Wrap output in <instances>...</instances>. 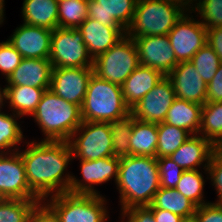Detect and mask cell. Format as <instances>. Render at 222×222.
Returning a JSON list of instances; mask_svg holds the SVG:
<instances>
[{
	"label": "cell",
	"instance_id": "1",
	"mask_svg": "<svg viewBox=\"0 0 222 222\" xmlns=\"http://www.w3.org/2000/svg\"><path fill=\"white\" fill-rule=\"evenodd\" d=\"M25 150H18L25 166L30 190L41 200L69 192L73 174L67 171L73 160L68 141L26 142Z\"/></svg>",
	"mask_w": 222,
	"mask_h": 222
},
{
	"label": "cell",
	"instance_id": "2",
	"mask_svg": "<svg viewBox=\"0 0 222 222\" xmlns=\"http://www.w3.org/2000/svg\"><path fill=\"white\" fill-rule=\"evenodd\" d=\"M116 187L120 193L121 213L132 207L151 205L160 188L157 158L128 156L120 159Z\"/></svg>",
	"mask_w": 222,
	"mask_h": 222
},
{
	"label": "cell",
	"instance_id": "3",
	"mask_svg": "<svg viewBox=\"0 0 222 222\" xmlns=\"http://www.w3.org/2000/svg\"><path fill=\"white\" fill-rule=\"evenodd\" d=\"M186 0H138L128 37L167 35L190 9Z\"/></svg>",
	"mask_w": 222,
	"mask_h": 222
},
{
	"label": "cell",
	"instance_id": "4",
	"mask_svg": "<svg viewBox=\"0 0 222 222\" xmlns=\"http://www.w3.org/2000/svg\"><path fill=\"white\" fill-rule=\"evenodd\" d=\"M48 141H68L83 122L81 107L68 102L50 89L45 90L31 115Z\"/></svg>",
	"mask_w": 222,
	"mask_h": 222
},
{
	"label": "cell",
	"instance_id": "5",
	"mask_svg": "<svg viewBox=\"0 0 222 222\" xmlns=\"http://www.w3.org/2000/svg\"><path fill=\"white\" fill-rule=\"evenodd\" d=\"M130 113L121 85L104 80L93 73L88 81L85 99L81 106L83 121H116Z\"/></svg>",
	"mask_w": 222,
	"mask_h": 222
},
{
	"label": "cell",
	"instance_id": "6",
	"mask_svg": "<svg viewBox=\"0 0 222 222\" xmlns=\"http://www.w3.org/2000/svg\"><path fill=\"white\" fill-rule=\"evenodd\" d=\"M60 222H107L109 213L104 196L64 192L44 200Z\"/></svg>",
	"mask_w": 222,
	"mask_h": 222
},
{
	"label": "cell",
	"instance_id": "7",
	"mask_svg": "<svg viewBox=\"0 0 222 222\" xmlns=\"http://www.w3.org/2000/svg\"><path fill=\"white\" fill-rule=\"evenodd\" d=\"M139 65L136 44L133 38L125 34L114 46L93 60V73L122 85Z\"/></svg>",
	"mask_w": 222,
	"mask_h": 222
},
{
	"label": "cell",
	"instance_id": "8",
	"mask_svg": "<svg viewBox=\"0 0 222 222\" xmlns=\"http://www.w3.org/2000/svg\"><path fill=\"white\" fill-rule=\"evenodd\" d=\"M68 143L73 160H98L113 156L109 122L83 121Z\"/></svg>",
	"mask_w": 222,
	"mask_h": 222
},
{
	"label": "cell",
	"instance_id": "9",
	"mask_svg": "<svg viewBox=\"0 0 222 222\" xmlns=\"http://www.w3.org/2000/svg\"><path fill=\"white\" fill-rule=\"evenodd\" d=\"M49 60L53 68L93 67V59L77 28L57 27L53 30Z\"/></svg>",
	"mask_w": 222,
	"mask_h": 222
},
{
	"label": "cell",
	"instance_id": "10",
	"mask_svg": "<svg viewBox=\"0 0 222 222\" xmlns=\"http://www.w3.org/2000/svg\"><path fill=\"white\" fill-rule=\"evenodd\" d=\"M185 13L167 34L178 62L191 61L193 55L207 44V27Z\"/></svg>",
	"mask_w": 222,
	"mask_h": 222
},
{
	"label": "cell",
	"instance_id": "11",
	"mask_svg": "<svg viewBox=\"0 0 222 222\" xmlns=\"http://www.w3.org/2000/svg\"><path fill=\"white\" fill-rule=\"evenodd\" d=\"M0 196L2 199H39L29 188L19 151L0 153Z\"/></svg>",
	"mask_w": 222,
	"mask_h": 222
},
{
	"label": "cell",
	"instance_id": "12",
	"mask_svg": "<svg viewBox=\"0 0 222 222\" xmlns=\"http://www.w3.org/2000/svg\"><path fill=\"white\" fill-rule=\"evenodd\" d=\"M82 179L72 175L69 192L73 194H94L100 192L94 189V185H100L114 178L115 184L118 180L120 159L114 156L98 160H79Z\"/></svg>",
	"mask_w": 222,
	"mask_h": 222
},
{
	"label": "cell",
	"instance_id": "13",
	"mask_svg": "<svg viewBox=\"0 0 222 222\" xmlns=\"http://www.w3.org/2000/svg\"><path fill=\"white\" fill-rule=\"evenodd\" d=\"M93 67L53 68L50 90L64 100L82 106Z\"/></svg>",
	"mask_w": 222,
	"mask_h": 222
},
{
	"label": "cell",
	"instance_id": "14",
	"mask_svg": "<svg viewBox=\"0 0 222 222\" xmlns=\"http://www.w3.org/2000/svg\"><path fill=\"white\" fill-rule=\"evenodd\" d=\"M175 98L173 84L165 76L131 109V114L144 122L162 123Z\"/></svg>",
	"mask_w": 222,
	"mask_h": 222
},
{
	"label": "cell",
	"instance_id": "15",
	"mask_svg": "<svg viewBox=\"0 0 222 222\" xmlns=\"http://www.w3.org/2000/svg\"><path fill=\"white\" fill-rule=\"evenodd\" d=\"M141 65L156 69L167 76L178 64L168 35L133 38Z\"/></svg>",
	"mask_w": 222,
	"mask_h": 222
},
{
	"label": "cell",
	"instance_id": "16",
	"mask_svg": "<svg viewBox=\"0 0 222 222\" xmlns=\"http://www.w3.org/2000/svg\"><path fill=\"white\" fill-rule=\"evenodd\" d=\"M52 30L21 24L7 39L22 58L49 59Z\"/></svg>",
	"mask_w": 222,
	"mask_h": 222
},
{
	"label": "cell",
	"instance_id": "17",
	"mask_svg": "<svg viewBox=\"0 0 222 222\" xmlns=\"http://www.w3.org/2000/svg\"><path fill=\"white\" fill-rule=\"evenodd\" d=\"M167 77L177 98L201 105L206 103L207 84L190 61L179 62Z\"/></svg>",
	"mask_w": 222,
	"mask_h": 222
},
{
	"label": "cell",
	"instance_id": "18",
	"mask_svg": "<svg viewBox=\"0 0 222 222\" xmlns=\"http://www.w3.org/2000/svg\"><path fill=\"white\" fill-rule=\"evenodd\" d=\"M138 0H88L87 16L107 26H123L132 22Z\"/></svg>",
	"mask_w": 222,
	"mask_h": 222
},
{
	"label": "cell",
	"instance_id": "19",
	"mask_svg": "<svg viewBox=\"0 0 222 222\" xmlns=\"http://www.w3.org/2000/svg\"><path fill=\"white\" fill-rule=\"evenodd\" d=\"M77 29L93 60L114 46L126 32L123 26L103 25L89 17Z\"/></svg>",
	"mask_w": 222,
	"mask_h": 222
},
{
	"label": "cell",
	"instance_id": "20",
	"mask_svg": "<svg viewBox=\"0 0 222 222\" xmlns=\"http://www.w3.org/2000/svg\"><path fill=\"white\" fill-rule=\"evenodd\" d=\"M214 151V144L197 134L186 140L170 155V158L184 171L196 170L202 166L205 173H208V166Z\"/></svg>",
	"mask_w": 222,
	"mask_h": 222
},
{
	"label": "cell",
	"instance_id": "21",
	"mask_svg": "<svg viewBox=\"0 0 222 222\" xmlns=\"http://www.w3.org/2000/svg\"><path fill=\"white\" fill-rule=\"evenodd\" d=\"M53 65L49 59L22 58L18 67L6 79V86L50 88Z\"/></svg>",
	"mask_w": 222,
	"mask_h": 222
},
{
	"label": "cell",
	"instance_id": "22",
	"mask_svg": "<svg viewBox=\"0 0 222 222\" xmlns=\"http://www.w3.org/2000/svg\"><path fill=\"white\" fill-rule=\"evenodd\" d=\"M164 77L160 71L140 64L121 85L125 103L130 110Z\"/></svg>",
	"mask_w": 222,
	"mask_h": 222
},
{
	"label": "cell",
	"instance_id": "23",
	"mask_svg": "<svg viewBox=\"0 0 222 222\" xmlns=\"http://www.w3.org/2000/svg\"><path fill=\"white\" fill-rule=\"evenodd\" d=\"M203 105L175 98L164 123L187 130L191 135L199 134Z\"/></svg>",
	"mask_w": 222,
	"mask_h": 222
},
{
	"label": "cell",
	"instance_id": "24",
	"mask_svg": "<svg viewBox=\"0 0 222 222\" xmlns=\"http://www.w3.org/2000/svg\"><path fill=\"white\" fill-rule=\"evenodd\" d=\"M23 23L54 30L58 27V0H24Z\"/></svg>",
	"mask_w": 222,
	"mask_h": 222
},
{
	"label": "cell",
	"instance_id": "25",
	"mask_svg": "<svg viewBox=\"0 0 222 222\" xmlns=\"http://www.w3.org/2000/svg\"><path fill=\"white\" fill-rule=\"evenodd\" d=\"M6 101L12 113L22 116H31L41 100L45 90L49 88H37L29 86H5Z\"/></svg>",
	"mask_w": 222,
	"mask_h": 222
},
{
	"label": "cell",
	"instance_id": "26",
	"mask_svg": "<svg viewBox=\"0 0 222 222\" xmlns=\"http://www.w3.org/2000/svg\"><path fill=\"white\" fill-rule=\"evenodd\" d=\"M157 124L134 118L130 136V155L156 157Z\"/></svg>",
	"mask_w": 222,
	"mask_h": 222
},
{
	"label": "cell",
	"instance_id": "27",
	"mask_svg": "<svg viewBox=\"0 0 222 222\" xmlns=\"http://www.w3.org/2000/svg\"><path fill=\"white\" fill-rule=\"evenodd\" d=\"M149 209H163L180 215L181 217H189L195 215L197 206L188 198L183 196L175 188L160 187L155 193Z\"/></svg>",
	"mask_w": 222,
	"mask_h": 222
},
{
	"label": "cell",
	"instance_id": "28",
	"mask_svg": "<svg viewBox=\"0 0 222 222\" xmlns=\"http://www.w3.org/2000/svg\"><path fill=\"white\" fill-rule=\"evenodd\" d=\"M158 144L156 147V158L170 157L186 140L192 135L179 127L167 123H158Z\"/></svg>",
	"mask_w": 222,
	"mask_h": 222
},
{
	"label": "cell",
	"instance_id": "29",
	"mask_svg": "<svg viewBox=\"0 0 222 222\" xmlns=\"http://www.w3.org/2000/svg\"><path fill=\"white\" fill-rule=\"evenodd\" d=\"M19 118L20 116L15 113L9 115L0 111V153L19 150V147L16 146L24 139L21 127L17 122Z\"/></svg>",
	"mask_w": 222,
	"mask_h": 222
},
{
	"label": "cell",
	"instance_id": "30",
	"mask_svg": "<svg viewBox=\"0 0 222 222\" xmlns=\"http://www.w3.org/2000/svg\"><path fill=\"white\" fill-rule=\"evenodd\" d=\"M199 135L213 144L222 138V102H206L203 105Z\"/></svg>",
	"mask_w": 222,
	"mask_h": 222
},
{
	"label": "cell",
	"instance_id": "31",
	"mask_svg": "<svg viewBox=\"0 0 222 222\" xmlns=\"http://www.w3.org/2000/svg\"><path fill=\"white\" fill-rule=\"evenodd\" d=\"M133 122L134 116L131 113L122 119L109 122L113 141L112 152L114 157L121 159L131 156L130 136L132 133Z\"/></svg>",
	"mask_w": 222,
	"mask_h": 222
},
{
	"label": "cell",
	"instance_id": "32",
	"mask_svg": "<svg viewBox=\"0 0 222 222\" xmlns=\"http://www.w3.org/2000/svg\"><path fill=\"white\" fill-rule=\"evenodd\" d=\"M199 170L184 171L175 187L178 192L192 201L197 207L209 203L204 200L203 189L206 180H204V176Z\"/></svg>",
	"mask_w": 222,
	"mask_h": 222
},
{
	"label": "cell",
	"instance_id": "33",
	"mask_svg": "<svg viewBox=\"0 0 222 222\" xmlns=\"http://www.w3.org/2000/svg\"><path fill=\"white\" fill-rule=\"evenodd\" d=\"M88 0H58V27L78 28L88 17Z\"/></svg>",
	"mask_w": 222,
	"mask_h": 222
},
{
	"label": "cell",
	"instance_id": "34",
	"mask_svg": "<svg viewBox=\"0 0 222 222\" xmlns=\"http://www.w3.org/2000/svg\"><path fill=\"white\" fill-rule=\"evenodd\" d=\"M40 199L0 200V222H30L33 207Z\"/></svg>",
	"mask_w": 222,
	"mask_h": 222
},
{
	"label": "cell",
	"instance_id": "35",
	"mask_svg": "<svg viewBox=\"0 0 222 222\" xmlns=\"http://www.w3.org/2000/svg\"><path fill=\"white\" fill-rule=\"evenodd\" d=\"M190 62L195 66L196 72L200 74L206 84H209L222 63L219 56L209 44H205L199 49L193 55Z\"/></svg>",
	"mask_w": 222,
	"mask_h": 222
},
{
	"label": "cell",
	"instance_id": "36",
	"mask_svg": "<svg viewBox=\"0 0 222 222\" xmlns=\"http://www.w3.org/2000/svg\"><path fill=\"white\" fill-rule=\"evenodd\" d=\"M189 8L193 13L198 12L197 16L202 19L199 21L207 28L222 26V0H195Z\"/></svg>",
	"mask_w": 222,
	"mask_h": 222
},
{
	"label": "cell",
	"instance_id": "37",
	"mask_svg": "<svg viewBox=\"0 0 222 222\" xmlns=\"http://www.w3.org/2000/svg\"><path fill=\"white\" fill-rule=\"evenodd\" d=\"M157 164L160 175V187L175 188L184 170L170 157L157 158Z\"/></svg>",
	"mask_w": 222,
	"mask_h": 222
},
{
	"label": "cell",
	"instance_id": "38",
	"mask_svg": "<svg viewBox=\"0 0 222 222\" xmlns=\"http://www.w3.org/2000/svg\"><path fill=\"white\" fill-rule=\"evenodd\" d=\"M22 60L21 54L8 42H0V71L7 79Z\"/></svg>",
	"mask_w": 222,
	"mask_h": 222
},
{
	"label": "cell",
	"instance_id": "39",
	"mask_svg": "<svg viewBox=\"0 0 222 222\" xmlns=\"http://www.w3.org/2000/svg\"><path fill=\"white\" fill-rule=\"evenodd\" d=\"M209 174L206 178L210 179L212 185L214 186L218 200L215 201L217 204L222 205V157L219 156L215 151L212 154L209 166H208V173Z\"/></svg>",
	"mask_w": 222,
	"mask_h": 222
},
{
	"label": "cell",
	"instance_id": "40",
	"mask_svg": "<svg viewBox=\"0 0 222 222\" xmlns=\"http://www.w3.org/2000/svg\"><path fill=\"white\" fill-rule=\"evenodd\" d=\"M195 215L199 222H222V205L209 202L197 207Z\"/></svg>",
	"mask_w": 222,
	"mask_h": 222
},
{
	"label": "cell",
	"instance_id": "41",
	"mask_svg": "<svg viewBox=\"0 0 222 222\" xmlns=\"http://www.w3.org/2000/svg\"><path fill=\"white\" fill-rule=\"evenodd\" d=\"M30 222H60V218L45 201H39L32 209Z\"/></svg>",
	"mask_w": 222,
	"mask_h": 222
},
{
	"label": "cell",
	"instance_id": "42",
	"mask_svg": "<svg viewBox=\"0 0 222 222\" xmlns=\"http://www.w3.org/2000/svg\"><path fill=\"white\" fill-rule=\"evenodd\" d=\"M206 102H222V63L217 69L215 76L207 84Z\"/></svg>",
	"mask_w": 222,
	"mask_h": 222
},
{
	"label": "cell",
	"instance_id": "43",
	"mask_svg": "<svg viewBox=\"0 0 222 222\" xmlns=\"http://www.w3.org/2000/svg\"><path fill=\"white\" fill-rule=\"evenodd\" d=\"M122 213L132 222H155L152 211L147 207H132Z\"/></svg>",
	"mask_w": 222,
	"mask_h": 222
},
{
	"label": "cell",
	"instance_id": "44",
	"mask_svg": "<svg viewBox=\"0 0 222 222\" xmlns=\"http://www.w3.org/2000/svg\"><path fill=\"white\" fill-rule=\"evenodd\" d=\"M207 44H209L222 62V26L207 28Z\"/></svg>",
	"mask_w": 222,
	"mask_h": 222
},
{
	"label": "cell",
	"instance_id": "45",
	"mask_svg": "<svg viewBox=\"0 0 222 222\" xmlns=\"http://www.w3.org/2000/svg\"><path fill=\"white\" fill-rule=\"evenodd\" d=\"M152 211L155 222H181L180 215L163 209H150Z\"/></svg>",
	"mask_w": 222,
	"mask_h": 222
},
{
	"label": "cell",
	"instance_id": "46",
	"mask_svg": "<svg viewBox=\"0 0 222 222\" xmlns=\"http://www.w3.org/2000/svg\"><path fill=\"white\" fill-rule=\"evenodd\" d=\"M6 100V87H4L3 89L0 86V111L2 109V107H4L3 105L5 104Z\"/></svg>",
	"mask_w": 222,
	"mask_h": 222
},
{
	"label": "cell",
	"instance_id": "47",
	"mask_svg": "<svg viewBox=\"0 0 222 222\" xmlns=\"http://www.w3.org/2000/svg\"><path fill=\"white\" fill-rule=\"evenodd\" d=\"M214 150L215 152L222 157V138L214 144Z\"/></svg>",
	"mask_w": 222,
	"mask_h": 222
},
{
	"label": "cell",
	"instance_id": "48",
	"mask_svg": "<svg viewBox=\"0 0 222 222\" xmlns=\"http://www.w3.org/2000/svg\"><path fill=\"white\" fill-rule=\"evenodd\" d=\"M5 0H0V25L3 23L4 21V11H5V7H4V3Z\"/></svg>",
	"mask_w": 222,
	"mask_h": 222
},
{
	"label": "cell",
	"instance_id": "49",
	"mask_svg": "<svg viewBox=\"0 0 222 222\" xmlns=\"http://www.w3.org/2000/svg\"><path fill=\"white\" fill-rule=\"evenodd\" d=\"M181 222H199L196 215L182 218Z\"/></svg>",
	"mask_w": 222,
	"mask_h": 222
},
{
	"label": "cell",
	"instance_id": "50",
	"mask_svg": "<svg viewBox=\"0 0 222 222\" xmlns=\"http://www.w3.org/2000/svg\"><path fill=\"white\" fill-rule=\"evenodd\" d=\"M125 217H126L125 214L122 213V214H121V219H123V220H121V222H132L129 218H127V219H128V220H127ZM125 219H126V220H125Z\"/></svg>",
	"mask_w": 222,
	"mask_h": 222
},
{
	"label": "cell",
	"instance_id": "51",
	"mask_svg": "<svg viewBox=\"0 0 222 222\" xmlns=\"http://www.w3.org/2000/svg\"><path fill=\"white\" fill-rule=\"evenodd\" d=\"M188 5L190 6V4H193L195 2V0H186Z\"/></svg>",
	"mask_w": 222,
	"mask_h": 222
}]
</instances>
